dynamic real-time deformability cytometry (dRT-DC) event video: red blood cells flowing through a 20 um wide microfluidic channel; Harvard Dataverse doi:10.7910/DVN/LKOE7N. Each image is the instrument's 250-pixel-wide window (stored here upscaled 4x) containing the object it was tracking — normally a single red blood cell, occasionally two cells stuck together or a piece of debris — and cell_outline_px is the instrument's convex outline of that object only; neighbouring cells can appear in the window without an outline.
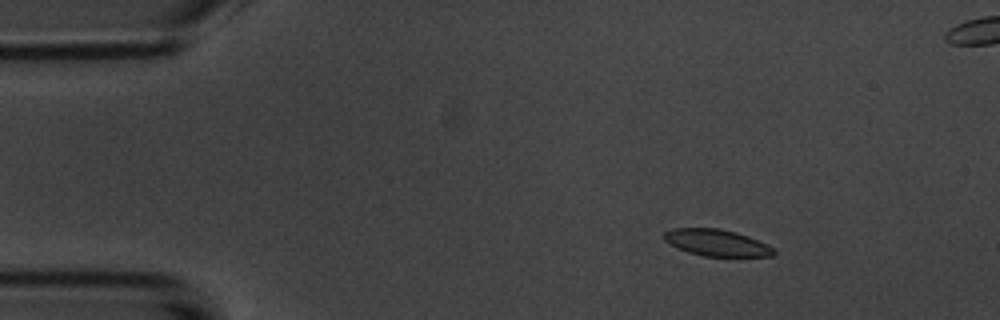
{"species": "common noctule bat (a hibernating species)", "species_latin": "Nyctalus noctula", "temperature_condition": "room temperature", "stored_images_in_passage": 4, "camera_frame_rate_fps": 3000, "um_per_image_px": 0.085, "animal": {"sex": "male", "body_mass_g": 20.1, "forearm_length_mm": 53.5}, "frame": {"image": 1, "passage_image": 1, "time_ms": 0.0, "image_size_px": [1000, 320], "cell_outline_px": [[776, 252], [772, 256], [704, 256], [688, 252], [676, 248], [668, 244], [664, 240], [664, 232], [672, 228], [720, 228], [736, 232], [748, 236], [776, 248]], "centroid_in_image_um": [60.9, 20.63], "position_along_channel_um": 24.1, "area_um2": 17.17}}